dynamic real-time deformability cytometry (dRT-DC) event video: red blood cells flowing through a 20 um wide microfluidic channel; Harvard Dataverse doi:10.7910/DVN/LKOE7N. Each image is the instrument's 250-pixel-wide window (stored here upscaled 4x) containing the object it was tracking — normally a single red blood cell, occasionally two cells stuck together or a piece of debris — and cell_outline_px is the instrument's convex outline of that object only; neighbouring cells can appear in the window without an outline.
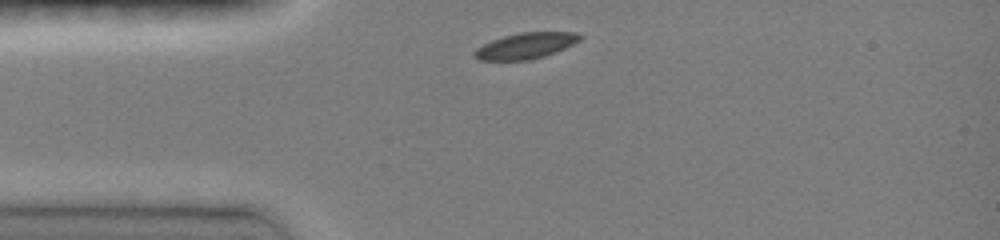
{"species": "common noctule bat (a hibernating species)", "species_latin": "Nyctalus noctula", "temperature_condition": "room temperature", "stored_images_in_passage": 23, "camera_frame_rate_fps": 3000, "um_per_image_px": 0.085, "animal": {"sex": "female", "body_mass_g": 19.0, "forearm_length_mm": 51.5}, "frame": {"image": 1, "passage_image": 1, "time_ms": 0.0, "image_size_px": [1000, 240], "cell_outline_px": [[584, 36], [580, 40], [564, 48], [544, 56], [528, 60], [480, 60], [472, 56], [472, 52], [476, 48], [492, 40], [504, 36], [520, 32], [576, 32]], "centroid_in_image_um": [44.66, 3.88], "position_along_channel_um": 40.3, "area_um2": 15.9}}
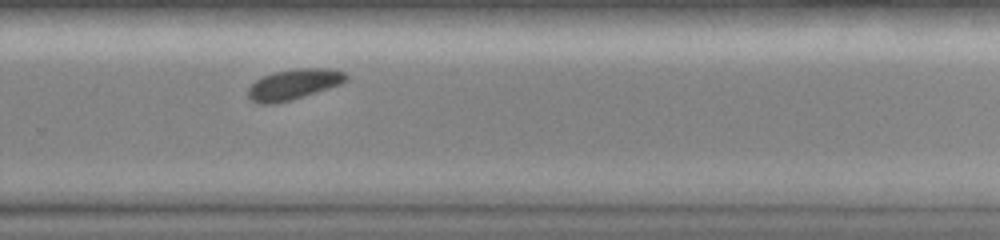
{"frame": {"image": 2, "passage_image": 16, "time_ms": 7.0, "image_size_px": [1000, 240], "cell_outline_px": [[348, 80], [340, 84], [328, 88], [288, 100], [272, 104], [260, 104], [252, 100], [248, 96], [248, 88], [256, 80], [272, 72], [296, 68], [332, 68], [344, 72], [348, 76]], "centroid_in_image_um": [24.97, 7.14], "position_along_channel_um": 304.8, "area_um2": 17.22}}
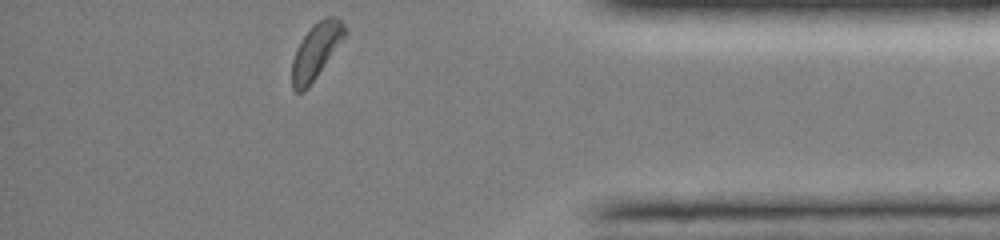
{"frame": {"image": 3, "passage_image": 23, "time_ms": 10.0, "image_size_px": [1000, 240], "cell_outline_px": [[348, 32], [308, 88], [304, 92], [296, 92], [292, 88], [292, 60], [296, 48], [312, 24], [324, 16], [336, 16], [348, 28]], "centroid_in_image_um": [26.87, 4.31], "position_along_channel_um": 408.3, "area_um2": 17.11}, "authors_computed_cell_mechanics": {"area_um2": 17.2244, "velocity_mm_per_s": 4.0301, "shape_relaxation_time_tau1_ms": 1.3911, "shape_relaxation_time_tau2_ms": null, "deformation_change_tau1": 0.0812, "deformation_change_tau2": null}}